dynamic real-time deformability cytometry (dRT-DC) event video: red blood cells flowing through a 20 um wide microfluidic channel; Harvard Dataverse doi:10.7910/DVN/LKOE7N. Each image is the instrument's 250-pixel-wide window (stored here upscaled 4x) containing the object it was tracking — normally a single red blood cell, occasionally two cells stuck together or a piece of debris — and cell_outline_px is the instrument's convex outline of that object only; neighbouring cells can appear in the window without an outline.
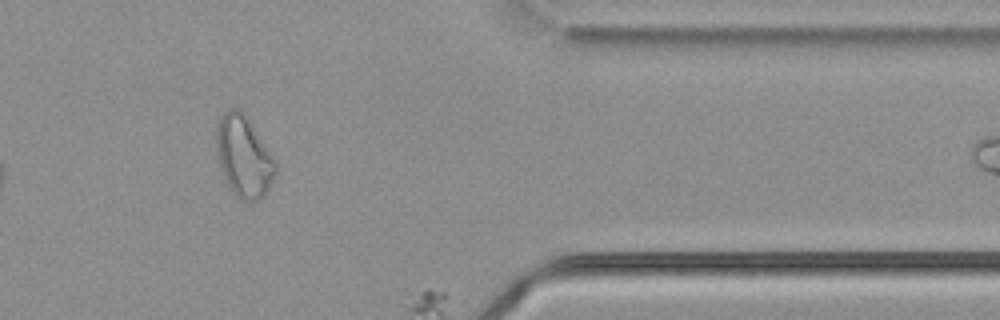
{"species": "common noctule bat (a hibernating species)", "species_latin": "Nyctalus noctula", "temperature_condition": "cold", "stored_images_in_passage": 51, "camera_frame_rate_fps": 3000, "um_per_image_px": 0.085, "animal": {"sex": "male", "body_mass_g": 21.5, "forearm_length_mm": 52.0}, "frame": {"image": 1, "passage_image": 48, "time_ms": 15.667, "image_size_px": [1000, 320], "cell_outline_px": [[276, 172], [264, 196], [248, 204], [244, 204], [232, 192], [224, 176], [216, 156], [216, 128], [220, 116], [228, 108], [240, 108], [248, 120], [276, 164]], "centroid_in_image_um": [20.67, 13.34], "position_along_channel_um": 390.7, "area_um2": 27.69}}